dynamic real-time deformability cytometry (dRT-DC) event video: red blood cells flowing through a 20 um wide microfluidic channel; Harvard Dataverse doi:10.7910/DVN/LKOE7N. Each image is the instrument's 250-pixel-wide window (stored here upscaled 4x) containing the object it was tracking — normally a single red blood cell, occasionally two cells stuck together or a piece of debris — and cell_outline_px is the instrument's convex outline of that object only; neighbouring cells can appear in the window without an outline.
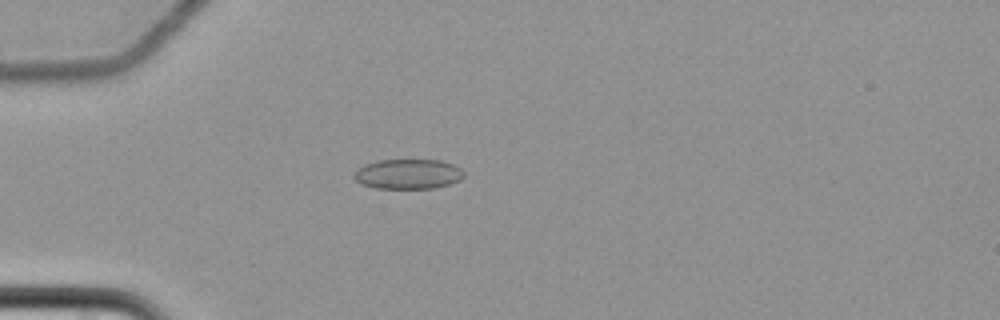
{"species": "common noctule bat (a hibernating species)", "species_latin": "Nyctalus noctula", "temperature_condition": "cold", "stored_images_in_passage": 51, "camera_frame_rate_fps": 3000, "um_per_image_px": 0.085, "animal": {"sex": "female", "body_mass_g": 22.7, "forearm_length_mm": 54.2}, "frame": {"image": 1, "passage_image": 9, "time_ms": 2.667, "image_size_px": [1000, 320], "cell_outline_px": [[464, 176], [460, 180], [448, 184], [432, 188], [376, 188], [360, 184], [352, 176], [364, 164], [376, 160], [440, 160], [452, 164], [460, 168], [464, 172]], "centroid_in_image_um": [34.67, 14.79], "position_along_channel_um": 50.3, "area_um2": 19.07}}
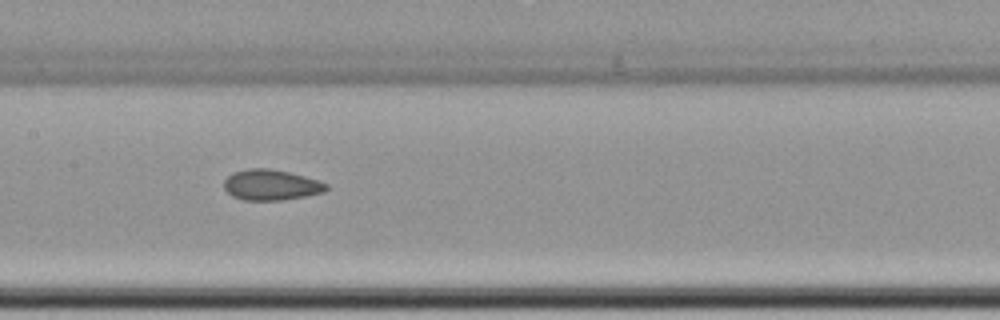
{"frame": {"image": 2, "passage_image": 22, "time_ms": 7.0, "image_size_px": [1000, 320], "cell_outline_px": [[328, 188], [324, 192], [308, 196], [284, 200], [244, 200], [232, 196], [224, 188], [224, 180], [232, 172], [248, 168], [268, 168], [288, 172], [320, 180], [328, 184]], "centroid_in_image_um": [23.06, 15.72], "position_along_channel_um": 184.3, "area_um2": 18.44}}
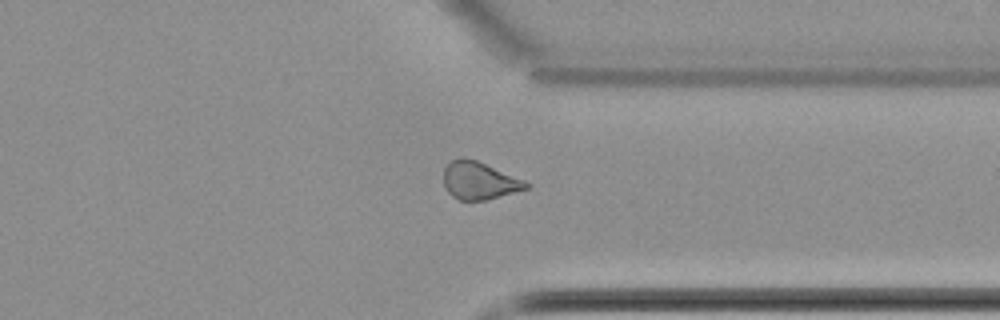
{"frame": {"image": 3, "passage_image": 38, "time_ms": 12.333, "image_size_px": [1000, 320], "cell_outline_px": [[532, 184], [528, 188], [488, 200], [460, 200], [452, 196], [444, 188], [444, 168], [452, 160], [460, 156], [476, 160], [524, 180]], "centroid_in_image_um": [40.73, 15.36], "position_along_channel_um": 370.7, "area_um2": 18.09}, "authors_computed_cell_mechanics": {"area_um2": 18.7272, "velocity_mm_per_s": 3.4916, "shape_relaxation_time_tau1_ms": 9.051, "shape_relaxation_time_tau2_ms": 2.8164, "deformation_change_tau1": 0.0888, "deformation_change_tau2": 0.0773}}